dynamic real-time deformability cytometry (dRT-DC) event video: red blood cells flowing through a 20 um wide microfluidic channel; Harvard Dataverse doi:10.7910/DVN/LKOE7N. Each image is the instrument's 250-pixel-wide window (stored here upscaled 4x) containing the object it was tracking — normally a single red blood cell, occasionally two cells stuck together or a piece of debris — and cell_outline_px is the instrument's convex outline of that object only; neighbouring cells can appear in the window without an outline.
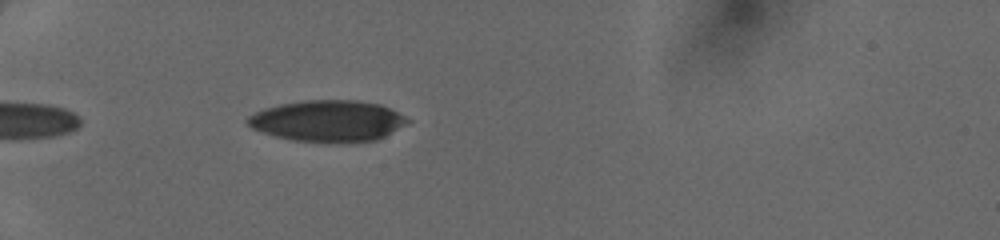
{"species": "human", "species_latin": "Homo sapiens", "temperature_condition": "cold", "stored_images_in_passage": 33, "camera_frame_rate_fps": 3000, "um_per_image_px": 0.085, "donor": {"sex": "female"}, "frame": {"image": 1, "passage_image": 1, "time_ms": 0.0, "image_size_px": [1000, 240], "cell_outline_px": [[412, 120], [408, 124], [376, 140], [348, 144], [328, 144], [292, 140], [276, 136], [252, 128], [244, 120], [248, 116], [264, 108], [280, 104], [308, 100], [356, 100], [380, 104]], "centroid_in_image_um": [27.88, 10.31], "position_along_channel_um": 57.1, "area_um2": 39.02}}
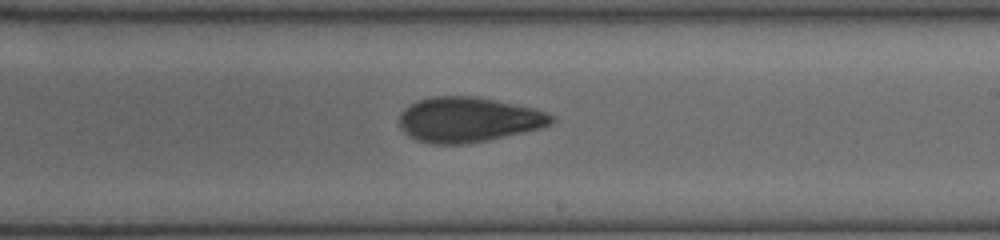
{"frame": {"image": 2, "passage_image": 16, "time_ms": 5.0, "image_size_px": [1000, 240], "cell_outline_px": [[556, 120], [552, 124], [540, 128], [488, 140], [464, 144], [432, 144], [416, 140], [408, 136], [400, 128], [396, 120], [400, 112], [404, 108], [416, 100], [432, 96], [476, 96], [496, 100], [532, 108], [556, 116]], "centroid_in_image_um": [39.75, 10.17], "position_along_channel_um": 249.3, "area_um2": 40.29}}
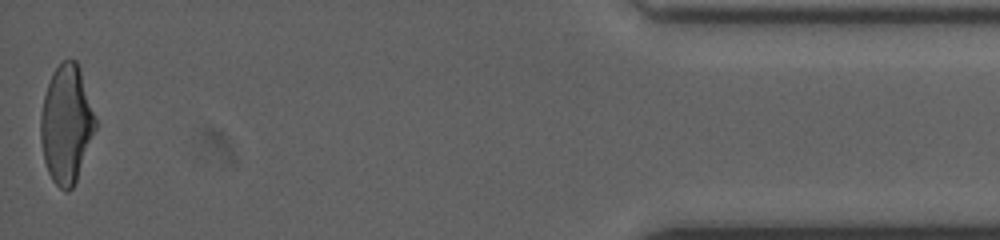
{"frame": {"image": 3, "passage_image": 33, "time_ms": 10.667, "image_size_px": [1000, 240], "cell_outline_px": [[96, 128], [76, 180], [72, 188], [68, 192], [64, 192], [52, 180], [48, 172], [44, 160], [40, 140], [40, 116], [44, 96], [52, 72], [64, 60], [76, 60], [80, 68], [96, 116]], "centroid_in_image_um": [5.64, 10.55], "position_along_channel_um": 429.6, "area_um2": 37.63}}